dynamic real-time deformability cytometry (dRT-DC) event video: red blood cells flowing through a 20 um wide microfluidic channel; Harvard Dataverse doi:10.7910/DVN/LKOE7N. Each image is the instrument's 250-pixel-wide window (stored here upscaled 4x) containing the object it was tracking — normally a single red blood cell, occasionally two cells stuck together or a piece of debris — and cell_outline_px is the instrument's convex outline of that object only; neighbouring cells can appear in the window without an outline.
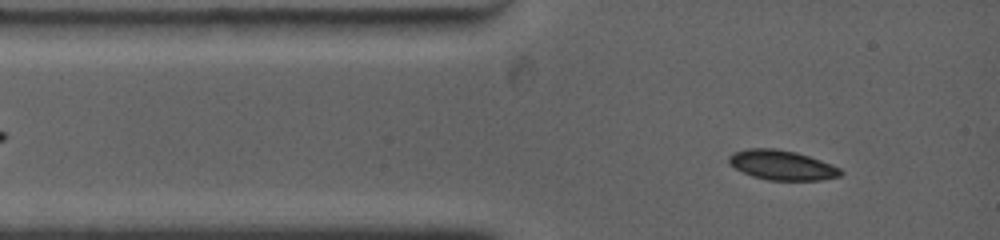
{"species": "common noctule bat (a hibernating species)", "species_latin": "Nyctalus noctula", "temperature_condition": "warm", "stored_images_in_passage": 26, "camera_frame_rate_fps": 4500, "um_per_image_px": 0.085, "animal": {"sex": "female", "body_mass_g": 19.0, "forearm_length_mm": 53.3}, "frame": {"image": 1, "passage_image": 1, "time_ms": 0.0, "image_size_px": [1000, 240], "cell_outline_px": [[844, 172], [840, 176], [820, 180], [768, 180], [752, 176], [728, 164], [728, 156], [732, 152], [748, 148], [776, 148], [796, 152], [832, 164], [840, 168]], "centroid_in_image_um": [66.45, 14.03], "position_along_channel_um": 18.6, "area_um2": 19.42}}
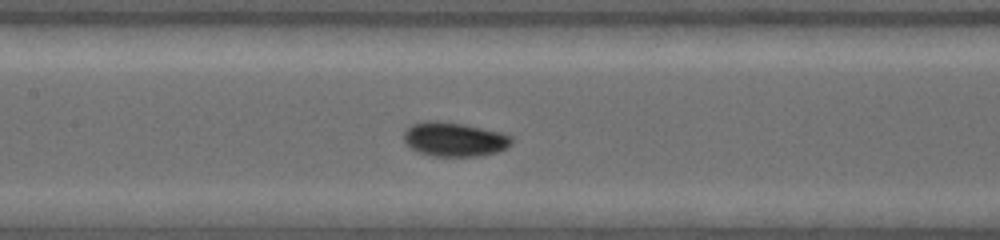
{"frame": {"image": 2, "passage_image": 8, "time_ms": 4.444, "image_size_px": [1000, 240], "cell_outline_px": [[512, 144], [508, 148], [496, 152], [480, 156], [432, 156], [420, 152], [412, 148], [404, 140], [404, 132], [412, 124], [428, 120], [460, 124], [500, 132], [512, 136]], "centroid_in_image_um": [38.65, 11.86], "position_along_channel_um": 168.8, "area_um2": 21.15}}
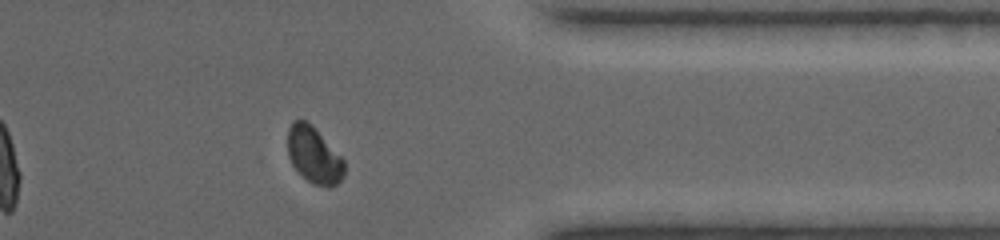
{"frame": {"image": 3, "passage_image": 23, "time_ms": 10.444, "image_size_px": [1000, 240], "cell_outline_px": [[344, 176], [336, 184], [328, 188], [312, 184], [292, 164], [288, 156], [288, 128], [296, 120], [304, 120], [344, 160]], "centroid_in_image_um": [26.68, 13.25], "position_along_channel_um": 384.7, "area_um2": 17.86}, "authors_computed_cell_mechanics": {"area_um2": 20.2011, "velocity_mm_per_s": 3.808, "shape_relaxation_time_tau1_ms": 6.4892, "shape_relaxation_time_tau2_ms": null, "deformation_change_tau1": 0.1155, "deformation_change_tau2": null}}